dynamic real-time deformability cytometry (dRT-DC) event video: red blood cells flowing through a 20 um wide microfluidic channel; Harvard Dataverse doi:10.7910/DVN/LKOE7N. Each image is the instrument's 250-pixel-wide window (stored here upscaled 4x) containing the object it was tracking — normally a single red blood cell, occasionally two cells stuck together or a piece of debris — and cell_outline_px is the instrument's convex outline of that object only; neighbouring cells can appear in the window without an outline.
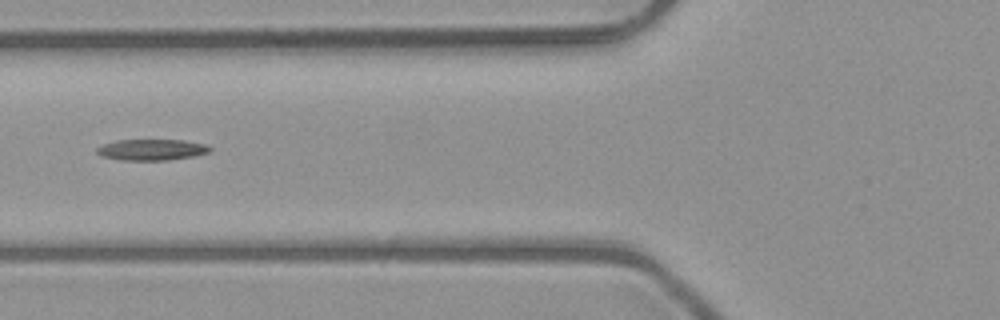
{"species": "common noctule bat (a hibernating species)", "species_latin": "Nyctalus noctula", "temperature_condition": "room temperature", "stored_images_in_passage": 49, "segment_of_instrument_passage": [2, 2], "camera_frame_rate_fps": 3000, "um_per_image_px": 0.085, "animal": {"sex": "male", "body_mass_g": 23.1, "forearm_length_mm": 52.7}, "frame": {"image": 1, "passage_image": 18, "time_ms": 5.667, "image_size_px": [1000, 320], "cell_outline_px": [[212, 148], [208, 152], [196, 156], [168, 160], [120, 160], [104, 156], [96, 152], [96, 148], [104, 144], [116, 140], [184, 140], [204, 144]], "centroid_in_image_um": [12.9, 12.72], "position_along_channel_um": 112.9, "area_um2": 13.81}}
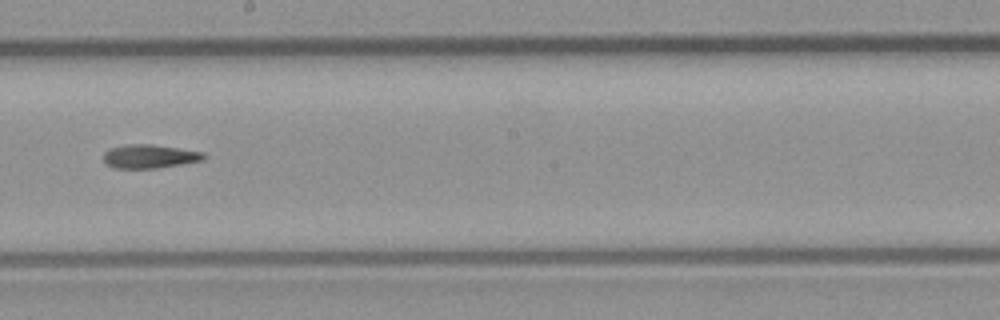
{"frame": {"image": 2, "passage_image": 27, "time_ms": 8.667, "image_size_px": [1000, 320], "cell_outline_px": [[204, 160], [156, 168], [116, 168], [108, 164], [104, 160], [104, 152], [108, 148], [124, 144], [152, 144], [180, 148], [204, 152]], "centroid_in_image_um": [12.7, 13.27], "position_along_channel_um": 235.5, "area_um2": 13.81}}
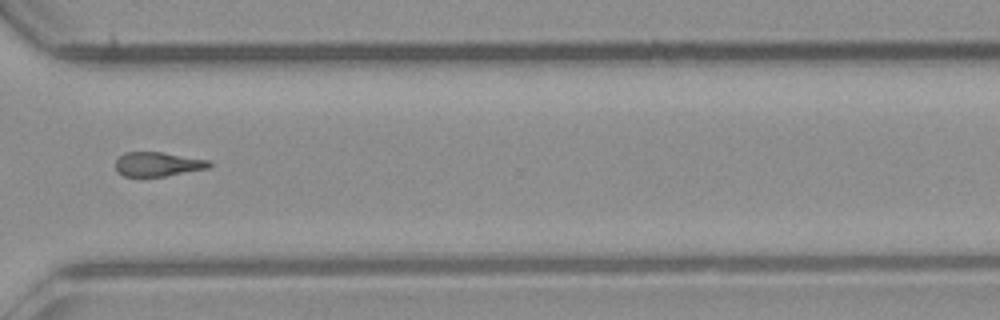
{"frame": {"image": 3, "passage_image": 36, "time_ms": 11.667, "image_size_px": [1000, 320], "cell_outline_px": [[212, 164], [208, 168], [164, 176], [124, 176], [116, 172], [116, 160], [124, 152], [160, 152], [212, 160]], "centroid_in_image_um": [13.42, 13.95], "position_along_channel_um": 357.2, "area_um2": 13.24}}